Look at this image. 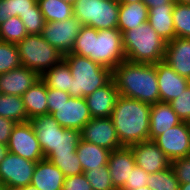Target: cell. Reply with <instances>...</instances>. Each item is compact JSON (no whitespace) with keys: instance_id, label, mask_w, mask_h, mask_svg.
<instances>
[{"instance_id":"obj_1","label":"cell","mask_w":190,"mask_h":190,"mask_svg":"<svg viewBox=\"0 0 190 190\" xmlns=\"http://www.w3.org/2000/svg\"><path fill=\"white\" fill-rule=\"evenodd\" d=\"M70 53L89 57L92 61L110 70L126 60L122 33L118 28L97 30L83 25Z\"/></svg>"},{"instance_id":"obj_2","label":"cell","mask_w":190,"mask_h":190,"mask_svg":"<svg viewBox=\"0 0 190 190\" xmlns=\"http://www.w3.org/2000/svg\"><path fill=\"white\" fill-rule=\"evenodd\" d=\"M119 95L147 104L160 102L156 64L121 62L112 70Z\"/></svg>"},{"instance_id":"obj_3","label":"cell","mask_w":190,"mask_h":190,"mask_svg":"<svg viewBox=\"0 0 190 190\" xmlns=\"http://www.w3.org/2000/svg\"><path fill=\"white\" fill-rule=\"evenodd\" d=\"M151 105L119 95L111 120L122 146L149 140Z\"/></svg>"},{"instance_id":"obj_4","label":"cell","mask_w":190,"mask_h":190,"mask_svg":"<svg viewBox=\"0 0 190 190\" xmlns=\"http://www.w3.org/2000/svg\"><path fill=\"white\" fill-rule=\"evenodd\" d=\"M166 43L148 21L122 33L125 59L133 63L156 64L163 61Z\"/></svg>"},{"instance_id":"obj_5","label":"cell","mask_w":190,"mask_h":190,"mask_svg":"<svg viewBox=\"0 0 190 190\" xmlns=\"http://www.w3.org/2000/svg\"><path fill=\"white\" fill-rule=\"evenodd\" d=\"M64 60L69 65L73 77L70 97H85L112 79V70L92 61L89 57L69 53L64 55Z\"/></svg>"},{"instance_id":"obj_6","label":"cell","mask_w":190,"mask_h":190,"mask_svg":"<svg viewBox=\"0 0 190 190\" xmlns=\"http://www.w3.org/2000/svg\"><path fill=\"white\" fill-rule=\"evenodd\" d=\"M22 66L40 76L64 59V55L50 45L41 34H28L17 44Z\"/></svg>"},{"instance_id":"obj_7","label":"cell","mask_w":190,"mask_h":190,"mask_svg":"<svg viewBox=\"0 0 190 190\" xmlns=\"http://www.w3.org/2000/svg\"><path fill=\"white\" fill-rule=\"evenodd\" d=\"M119 5L118 0H76L73 16L97 30L118 28Z\"/></svg>"},{"instance_id":"obj_8","label":"cell","mask_w":190,"mask_h":190,"mask_svg":"<svg viewBox=\"0 0 190 190\" xmlns=\"http://www.w3.org/2000/svg\"><path fill=\"white\" fill-rule=\"evenodd\" d=\"M82 26L75 16L63 21L45 22L41 36L60 53L66 55L72 51Z\"/></svg>"},{"instance_id":"obj_9","label":"cell","mask_w":190,"mask_h":190,"mask_svg":"<svg viewBox=\"0 0 190 190\" xmlns=\"http://www.w3.org/2000/svg\"><path fill=\"white\" fill-rule=\"evenodd\" d=\"M9 152L27 160L38 162L45 159L35 130L30 123H17L11 132L8 142Z\"/></svg>"},{"instance_id":"obj_10","label":"cell","mask_w":190,"mask_h":190,"mask_svg":"<svg viewBox=\"0 0 190 190\" xmlns=\"http://www.w3.org/2000/svg\"><path fill=\"white\" fill-rule=\"evenodd\" d=\"M36 163L8 152L0 163V186L23 188L30 185Z\"/></svg>"},{"instance_id":"obj_11","label":"cell","mask_w":190,"mask_h":190,"mask_svg":"<svg viewBox=\"0 0 190 190\" xmlns=\"http://www.w3.org/2000/svg\"><path fill=\"white\" fill-rule=\"evenodd\" d=\"M172 161L190 155V123L177 124L153 140Z\"/></svg>"},{"instance_id":"obj_12","label":"cell","mask_w":190,"mask_h":190,"mask_svg":"<svg viewBox=\"0 0 190 190\" xmlns=\"http://www.w3.org/2000/svg\"><path fill=\"white\" fill-rule=\"evenodd\" d=\"M81 139L110 151L123 147L110 117L88 121L81 130Z\"/></svg>"},{"instance_id":"obj_13","label":"cell","mask_w":190,"mask_h":190,"mask_svg":"<svg viewBox=\"0 0 190 190\" xmlns=\"http://www.w3.org/2000/svg\"><path fill=\"white\" fill-rule=\"evenodd\" d=\"M51 115L63 128L79 131L92 119L84 97H70L67 102L56 107Z\"/></svg>"},{"instance_id":"obj_14","label":"cell","mask_w":190,"mask_h":190,"mask_svg":"<svg viewBox=\"0 0 190 190\" xmlns=\"http://www.w3.org/2000/svg\"><path fill=\"white\" fill-rule=\"evenodd\" d=\"M134 154L136 166L152 174L171 166V160L153 140L142 141L129 146Z\"/></svg>"},{"instance_id":"obj_15","label":"cell","mask_w":190,"mask_h":190,"mask_svg":"<svg viewBox=\"0 0 190 190\" xmlns=\"http://www.w3.org/2000/svg\"><path fill=\"white\" fill-rule=\"evenodd\" d=\"M156 74L160 93V102L178 98L190 84V80L180 76L164 60L156 63Z\"/></svg>"},{"instance_id":"obj_16","label":"cell","mask_w":190,"mask_h":190,"mask_svg":"<svg viewBox=\"0 0 190 190\" xmlns=\"http://www.w3.org/2000/svg\"><path fill=\"white\" fill-rule=\"evenodd\" d=\"M119 97L115 82L111 79L106 85L85 96L92 118H108Z\"/></svg>"},{"instance_id":"obj_17","label":"cell","mask_w":190,"mask_h":190,"mask_svg":"<svg viewBox=\"0 0 190 190\" xmlns=\"http://www.w3.org/2000/svg\"><path fill=\"white\" fill-rule=\"evenodd\" d=\"M39 79L36 71L20 66L0 74V93L21 97Z\"/></svg>"},{"instance_id":"obj_18","label":"cell","mask_w":190,"mask_h":190,"mask_svg":"<svg viewBox=\"0 0 190 190\" xmlns=\"http://www.w3.org/2000/svg\"><path fill=\"white\" fill-rule=\"evenodd\" d=\"M164 61L180 76L190 80V38L175 37L167 42Z\"/></svg>"},{"instance_id":"obj_19","label":"cell","mask_w":190,"mask_h":190,"mask_svg":"<svg viewBox=\"0 0 190 190\" xmlns=\"http://www.w3.org/2000/svg\"><path fill=\"white\" fill-rule=\"evenodd\" d=\"M135 165L134 154L130 147L123 146L111 151L108 169L116 190H120L125 182L129 180V175Z\"/></svg>"},{"instance_id":"obj_20","label":"cell","mask_w":190,"mask_h":190,"mask_svg":"<svg viewBox=\"0 0 190 190\" xmlns=\"http://www.w3.org/2000/svg\"><path fill=\"white\" fill-rule=\"evenodd\" d=\"M40 147L46 157L57 146L59 129L63 127L51 114L40 115L31 120Z\"/></svg>"},{"instance_id":"obj_21","label":"cell","mask_w":190,"mask_h":190,"mask_svg":"<svg viewBox=\"0 0 190 190\" xmlns=\"http://www.w3.org/2000/svg\"><path fill=\"white\" fill-rule=\"evenodd\" d=\"M182 122L169 103L157 102L152 104L150 108L149 140H154L164 131Z\"/></svg>"},{"instance_id":"obj_22","label":"cell","mask_w":190,"mask_h":190,"mask_svg":"<svg viewBox=\"0 0 190 190\" xmlns=\"http://www.w3.org/2000/svg\"><path fill=\"white\" fill-rule=\"evenodd\" d=\"M65 176L51 161L42 159L36 163L31 185L39 190H62Z\"/></svg>"},{"instance_id":"obj_23","label":"cell","mask_w":190,"mask_h":190,"mask_svg":"<svg viewBox=\"0 0 190 190\" xmlns=\"http://www.w3.org/2000/svg\"><path fill=\"white\" fill-rule=\"evenodd\" d=\"M174 6L175 4H165L148 9V23L165 42L175 38V27L172 17Z\"/></svg>"},{"instance_id":"obj_24","label":"cell","mask_w":190,"mask_h":190,"mask_svg":"<svg viewBox=\"0 0 190 190\" xmlns=\"http://www.w3.org/2000/svg\"><path fill=\"white\" fill-rule=\"evenodd\" d=\"M28 121L48 114L47 86L40 78L22 96Z\"/></svg>"},{"instance_id":"obj_25","label":"cell","mask_w":190,"mask_h":190,"mask_svg":"<svg viewBox=\"0 0 190 190\" xmlns=\"http://www.w3.org/2000/svg\"><path fill=\"white\" fill-rule=\"evenodd\" d=\"M77 157L84 172L108 165L110 150L80 140L76 148Z\"/></svg>"},{"instance_id":"obj_26","label":"cell","mask_w":190,"mask_h":190,"mask_svg":"<svg viewBox=\"0 0 190 190\" xmlns=\"http://www.w3.org/2000/svg\"><path fill=\"white\" fill-rule=\"evenodd\" d=\"M148 21V8L144 2L119 5L118 29L121 33L137 28Z\"/></svg>"},{"instance_id":"obj_27","label":"cell","mask_w":190,"mask_h":190,"mask_svg":"<svg viewBox=\"0 0 190 190\" xmlns=\"http://www.w3.org/2000/svg\"><path fill=\"white\" fill-rule=\"evenodd\" d=\"M40 78L48 88H55L70 94L73 77L69 65L64 59L49 70H46Z\"/></svg>"},{"instance_id":"obj_28","label":"cell","mask_w":190,"mask_h":190,"mask_svg":"<svg viewBox=\"0 0 190 190\" xmlns=\"http://www.w3.org/2000/svg\"><path fill=\"white\" fill-rule=\"evenodd\" d=\"M46 22H57L73 16V5L63 0H37Z\"/></svg>"},{"instance_id":"obj_29","label":"cell","mask_w":190,"mask_h":190,"mask_svg":"<svg viewBox=\"0 0 190 190\" xmlns=\"http://www.w3.org/2000/svg\"><path fill=\"white\" fill-rule=\"evenodd\" d=\"M0 116L16 123L28 122L22 97L0 93Z\"/></svg>"},{"instance_id":"obj_30","label":"cell","mask_w":190,"mask_h":190,"mask_svg":"<svg viewBox=\"0 0 190 190\" xmlns=\"http://www.w3.org/2000/svg\"><path fill=\"white\" fill-rule=\"evenodd\" d=\"M45 159L58 167L65 177L84 173L76 152H71L70 154L50 153Z\"/></svg>"},{"instance_id":"obj_31","label":"cell","mask_w":190,"mask_h":190,"mask_svg":"<svg viewBox=\"0 0 190 190\" xmlns=\"http://www.w3.org/2000/svg\"><path fill=\"white\" fill-rule=\"evenodd\" d=\"M28 35L19 16L10 17L0 25V41L18 44Z\"/></svg>"},{"instance_id":"obj_32","label":"cell","mask_w":190,"mask_h":190,"mask_svg":"<svg viewBox=\"0 0 190 190\" xmlns=\"http://www.w3.org/2000/svg\"><path fill=\"white\" fill-rule=\"evenodd\" d=\"M37 0H0V25L10 17L19 16L32 11Z\"/></svg>"},{"instance_id":"obj_33","label":"cell","mask_w":190,"mask_h":190,"mask_svg":"<svg viewBox=\"0 0 190 190\" xmlns=\"http://www.w3.org/2000/svg\"><path fill=\"white\" fill-rule=\"evenodd\" d=\"M147 186L151 190H179L180 183L170 167L149 174Z\"/></svg>"},{"instance_id":"obj_34","label":"cell","mask_w":190,"mask_h":190,"mask_svg":"<svg viewBox=\"0 0 190 190\" xmlns=\"http://www.w3.org/2000/svg\"><path fill=\"white\" fill-rule=\"evenodd\" d=\"M172 17L175 37L190 38V5L176 2Z\"/></svg>"},{"instance_id":"obj_35","label":"cell","mask_w":190,"mask_h":190,"mask_svg":"<svg viewBox=\"0 0 190 190\" xmlns=\"http://www.w3.org/2000/svg\"><path fill=\"white\" fill-rule=\"evenodd\" d=\"M80 140L81 131L69 128L59 129L57 146L50 153L70 154L76 152Z\"/></svg>"},{"instance_id":"obj_36","label":"cell","mask_w":190,"mask_h":190,"mask_svg":"<svg viewBox=\"0 0 190 190\" xmlns=\"http://www.w3.org/2000/svg\"><path fill=\"white\" fill-rule=\"evenodd\" d=\"M22 66L17 44L0 41V74Z\"/></svg>"},{"instance_id":"obj_37","label":"cell","mask_w":190,"mask_h":190,"mask_svg":"<svg viewBox=\"0 0 190 190\" xmlns=\"http://www.w3.org/2000/svg\"><path fill=\"white\" fill-rule=\"evenodd\" d=\"M93 190H116L110 177L108 165L84 172Z\"/></svg>"},{"instance_id":"obj_38","label":"cell","mask_w":190,"mask_h":190,"mask_svg":"<svg viewBox=\"0 0 190 190\" xmlns=\"http://www.w3.org/2000/svg\"><path fill=\"white\" fill-rule=\"evenodd\" d=\"M20 19L31 35L41 34L46 22L37 2L32 6V11L23 14Z\"/></svg>"},{"instance_id":"obj_39","label":"cell","mask_w":190,"mask_h":190,"mask_svg":"<svg viewBox=\"0 0 190 190\" xmlns=\"http://www.w3.org/2000/svg\"><path fill=\"white\" fill-rule=\"evenodd\" d=\"M169 104L183 122L190 123V84L178 98L170 101Z\"/></svg>"},{"instance_id":"obj_40","label":"cell","mask_w":190,"mask_h":190,"mask_svg":"<svg viewBox=\"0 0 190 190\" xmlns=\"http://www.w3.org/2000/svg\"><path fill=\"white\" fill-rule=\"evenodd\" d=\"M171 168L180 184L190 182V155L172 160Z\"/></svg>"},{"instance_id":"obj_41","label":"cell","mask_w":190,"mask_h":190,"mask_svg":"<svg viewBox=\"0 0 190 190\" xmlns=\"http://www.w3.org/2000/svg\"><path fill=\"white\" fill-rule=\"evenodd\" d=\"M149 174L138 166H134L129 175V180L120 190H134L142 186H147Z\"/></svg>"},{"instance_id":"obj_42","label":"cell","mask_w":190,"mask_h":190,"mask_svg":"<svg viewBox=\"0 0 190 190\" xmlns=\"http://www.w3.org/2000/svg\"><path fill=\"white\" fill-rule=\"evenodd\" d=\"M69 98L70 94L68 92L47 87L48 114L55 112L56 107L67 102Z\"/></svg>"},{"instance_id":"obj_43","label":"cell","mask_w":190,"mask_h":190,"mask_svg":"<svg viewBox=\"0 0 190 190\" xmlns=\"http://www.w3.org/2000/svg\"><path fill=\"white\" fill-rule=\"evenodd\" d=\"M62 190H93L84 173L65 177Z\"/></svg>"},{"instance_id":"obj_44","label":"cell","mask_w":190,"mask_h":190,"mask_svg":"<svg viewBox=\"0 0 190 190\" xmlns=\"http://www.w3.org/2000/svg\"><path fill=\"white\" fill-rule=\"evenodd\" d=\"M16 124L13 120L0 116V143L8 144L12 129Z\"/></svg>"},{"instance_id":"obj_45","label":"cell","mask_w":190,"mask_h":190,"mask_svg":"<svg viewBox=\"0 0 190 190\" xmlns=\"http://www.w3.org/2000/svg\"><path fill=\"white\" fill-rule=\"evenodd\" d=\"M143 2L146 4L147 8H154V7H160L165 4H175V0H143Z\"/></svg>"},{"instance_id":"obj_46","label":"cell","mask_w":190,"mask_h":190,"mask_svg":"<svg viewBox=\"0 0 190 190\" xmlns=\"http://www.w3.org/2000/svg\"><path fill=\"white\" fill-rule=\"evenodd\" d=\"M9 152L8 145L0 143V163L4 160Z\"/></svg>"},{"instance_id":"obj_47","label":"cell","mask_w":190,"mask_h":190,"mask_svg":"<svg viewBox=\"0 0 190 190\" xmlns=\"http://www.w3.org/2000/svg\"><path fill=\"white\" fill-rule=\"evenodd\" d=\"M119 4H130L135 2H143V0H118Z\"/></svg>"},{"instance_id":"obj_48","label":"cell","mask_w":190,"mask_h":190,"mask_svg":"<svg viewBox=\"0 0 190 190\" xmlns=\"http://www.w3.org/2000/svg\"><path fill=\"white\" fill-rule=\"evenodd\" d=\"M179 190H190V182L185 184H180Z\"/></svg>"},{"instance_id":"obj_49","label":"cell","mask_w":190,"mask_h":190,"mask_svg":"<svg viewBox=\"0 0 190 190\" xmlns=\"http://www.w3.org/2000/svg\"><path fill=\"white\" fill-rule=\"evenodd\" d=\"M0 190H22V188L9 187V186H0Z\"/></svg>"},{"instance_id":"obj_50","label":"cell","mask_w":190,"mask_h":190,"mask_svg":"<svg viewBox=\"0 0 190 190\" xmlns=\"http://www.w3.org/2000/svg\"><path fill=\"white\" fill-rule=\"evenodd\" d=\"M22 190H39V189L30 184L23 187Z\"/></svg>"},{"instance_id":"obj_51","label":"cell","mask_w":190,"mask_h":190,"mask_svg":"<svg viewBox=\"0 0 190 190\" xmlns=\"http://www.w3.org/2000/svg\"><path fill=\"white\" fill-rule=\"evenodd\" d=\"M178 3H184V4H189L190 5V0H175Z\"/></svg>"},{"instance_id":"obj_52","label":"cell","mask_w":190,"mask_h":190,"mask_svg":"<svg viewBox=\"0 0 190 190\" xmlns=\"http://www.w3.org/2000/svg\"><path fill=\"white\" fill-rule=\"evenodd\" d=\"M134 190H151L148 186H142L140 188H136Z\"/></svg>"},{"instance_id":"obj_53","label":"cell","mask_w":190,"mask_h":190,"mask_svg":"<svg viewBox=\"0 0 190 190\" xmlns=\"http://www.w3.org/2000/svg\"><path fill=\"white\" fill-rule=\"evenodd\" d=\"M63 1L71 3L73 5L76 0H63Z\"/></svg>"}]
</instances>
